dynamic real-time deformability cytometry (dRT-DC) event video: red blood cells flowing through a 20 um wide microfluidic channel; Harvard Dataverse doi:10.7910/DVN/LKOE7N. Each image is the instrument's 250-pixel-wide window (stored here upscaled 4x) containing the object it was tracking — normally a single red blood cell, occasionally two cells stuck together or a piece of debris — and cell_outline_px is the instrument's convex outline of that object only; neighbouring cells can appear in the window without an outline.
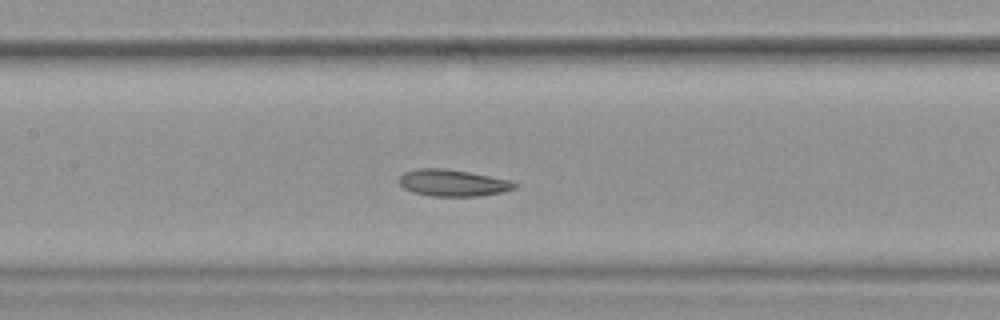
{"species": "common noctule bat (a hibernating species)", "species_latin": "Nyctalus noctula", "temperature_condition": "warm", "stored_images_in_passage": 51, "camera_frame_rate_fps": 3000, "um_per_image_px": 0.085, "animal": {"sex": "female", "body_mass_g": 19.9}, "frame": {"image": 1, "passage_image": 22, "time_ms": 7.0, "image_size_px": [1000, 320], "cell_outline_px": [[516, 188], [500, 192], [480, 196], [432, 196], [412, 192], [404, 188], [396, 180], [404, 172], [416, 168], [444, 168], [468, 172], [512, 180], [516, 184]], "centroid_in_image_um": [38.44, 15.54], "position_along_channel_um": 169.0, "area_um2": 18.03}, "authors_computed_cell_mechanics": {"area_um2": 19.652, "velocity_mm_per_s": 3.7605, "shape_relaxation_time_tau1_ms": null, "shape_relaxation_time_tau2_ms": 4.8554, "deformation_change_tau1": null, "deformation_change_tau2": 0.1386}}